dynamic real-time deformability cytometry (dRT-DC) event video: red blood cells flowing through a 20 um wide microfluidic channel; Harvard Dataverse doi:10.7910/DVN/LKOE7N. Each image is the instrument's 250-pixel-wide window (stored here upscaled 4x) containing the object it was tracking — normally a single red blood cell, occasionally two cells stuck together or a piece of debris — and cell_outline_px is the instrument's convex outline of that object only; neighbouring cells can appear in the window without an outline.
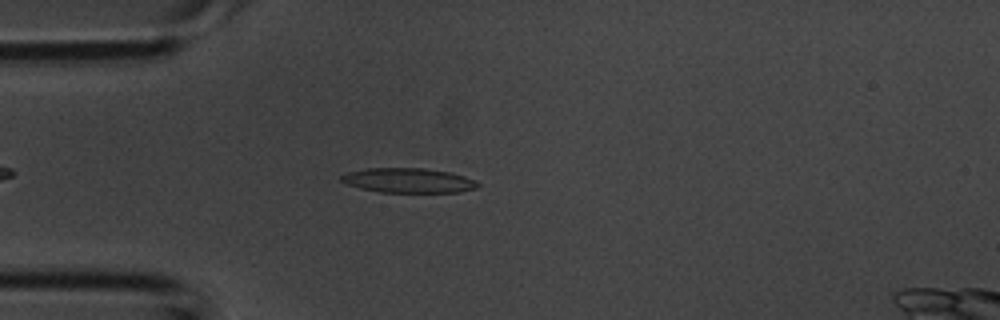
{"species": "common noctule bat (a hibernating species)", "species_latin": "Nyctalus noctula", "temperature_condition": "room temperature", "stored_images_in_passage": 5, "camera_frame_rate_fps": 3000, "um_per_image_px": 0.085, "animal": {"sex": "male", "body_mass_g": 20.1, "forearm_length_mm": 53.5}, "frame": {"image": 1, "passage_image": 5, "time_ms": 1.333, "image_size_px": [1000, 320], "cell_outline_px": [[480, 184], [476, 188], [460, 192], [380, 192], [360, 188], [348, 184], [340, 180], [340, 176], [348, 172], [364, 168], [424, 168], [448, 172], [464, 176], [476, 180]], "centroid_in_image_um": [34.71, 15.33], "position_along_channel_um": 50.3, "area_um2": 19.59}}